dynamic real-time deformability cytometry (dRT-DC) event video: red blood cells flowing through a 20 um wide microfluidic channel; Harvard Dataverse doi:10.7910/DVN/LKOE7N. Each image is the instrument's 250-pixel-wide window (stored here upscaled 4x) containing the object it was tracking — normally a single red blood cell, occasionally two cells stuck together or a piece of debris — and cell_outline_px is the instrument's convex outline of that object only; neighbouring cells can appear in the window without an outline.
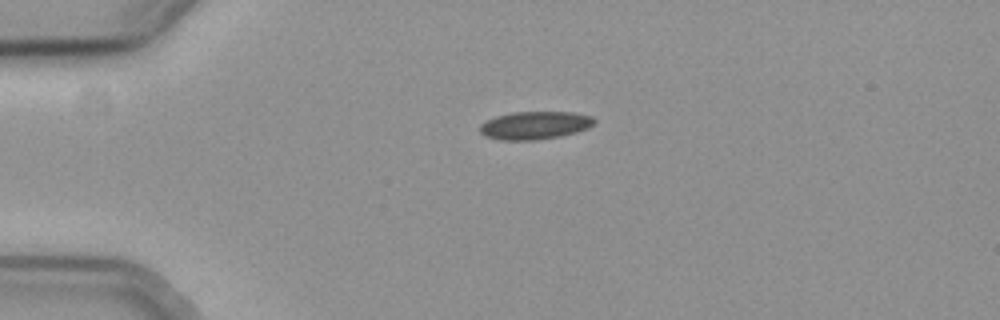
{"species": "common noctule bat (a hibernating species)", "species_latin": "Nyctalus noctula", "temperature_condition": "cold", "stored_images_in_passage": 44, "camera_frame_rate_fps": 3000, "um_per_image_px": 0.085, "animal": {"sex": "female", "body_mass_g": 19.3, "forearm_length_mm": 54.1}, "frame": {"image": 1, "passage_image": 1, "time_ms": 0.0, "image_size_px": [1000, 320], "cell_outline_px": [[596, 120], [588, 128], [576, 132], [560, 136], [536, 140], [500, 140], [484, 136], [480, 132], [480, 124], [496, 116], [512, 112], [572, 112], [592, 116]], "centroid_in_image_um": [45.45, 10.65], "position_along_channel_um": 39.6, "area_um2": 18.61}}
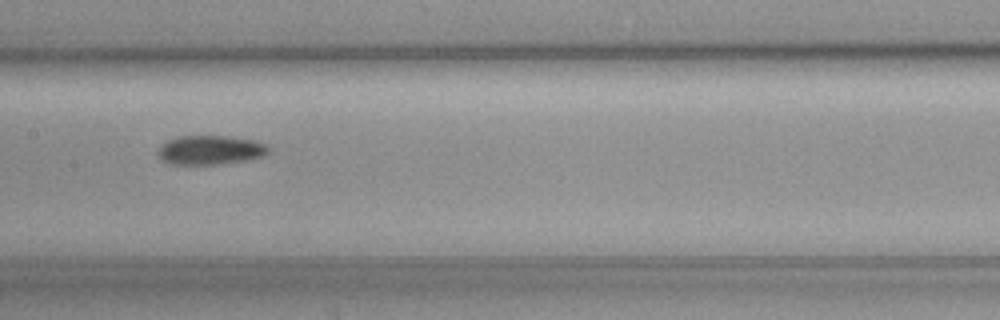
{"frame": {"image": 2, "passage_image": 16, "time_ms": 5.0, "image_size_px": [1000, 320], "cell_outline_px": [[268, 152], [264, 156], [244, 160], [216, 164], [168, 164], [160, 160], [156, 152], [168, 140], [180, 136], [228, 136], [256, 140], [264, 144], [268, 148]], "centroid_in_image_um": [17.84, 12.75], "position_along_channel_um": 189.6, "area_um2": 18.67}}
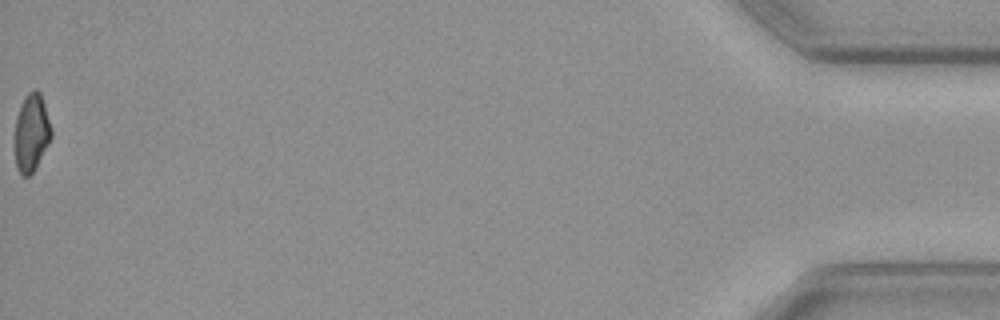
{"frame": {"image": 3, "passage_image": 44, "time_ms": 14.333, "image_size_px": [1000, 320], "cell_outline_px": [[52, 136], [48, 144], [32, 172], [28, 176], [20, 176], [16, 168], [16, 116], [20, 104], [24, 96], [32, 88], [36, 88], [40, 92], [44, 104], [52, 132]], "centroid_in_image_um": [2.66, 11.23], "position_along_channel_um": 432.5, "area_um2": 16.3}}